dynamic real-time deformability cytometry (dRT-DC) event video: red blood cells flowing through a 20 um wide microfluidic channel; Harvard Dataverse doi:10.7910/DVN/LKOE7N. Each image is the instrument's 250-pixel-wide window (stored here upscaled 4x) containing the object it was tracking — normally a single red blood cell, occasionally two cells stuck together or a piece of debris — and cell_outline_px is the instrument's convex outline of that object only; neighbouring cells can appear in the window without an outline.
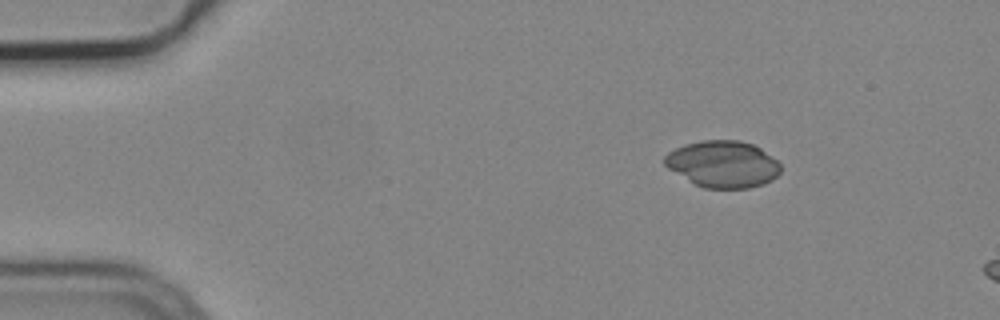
{"species": "common noctule bat (a hibernating species)", "species_latin": "Nyctalus noctula", "temperature_condition": "cold", "stored_images_in_passage": 3, "camera_frame_rate_fps": 3000, "um_per_image_px": 0.085, "animal": {"sex": "male", "body_mass_g": 19.2, "forearm_length_mm": 51.8}, "frame": {"image": 1, "passage_image": 1, "time_ms": 0.0, "image_size_px": [1000, 320], "cell_outline_px": [[780, 172], [772, 180], [764, 184], [748, 188], [704, 188], [688, 180], [668, 168], [664, 164], [664, 156], [668, 152], [684, 144], [704, 140], [740, 140], [752, 144], [760, 148], [772, 156], [780, 164]], "centroid_in_image_um": [61.45, 13.94], "position_along_channel_um": 23.6, "area_um2": 31.5}}